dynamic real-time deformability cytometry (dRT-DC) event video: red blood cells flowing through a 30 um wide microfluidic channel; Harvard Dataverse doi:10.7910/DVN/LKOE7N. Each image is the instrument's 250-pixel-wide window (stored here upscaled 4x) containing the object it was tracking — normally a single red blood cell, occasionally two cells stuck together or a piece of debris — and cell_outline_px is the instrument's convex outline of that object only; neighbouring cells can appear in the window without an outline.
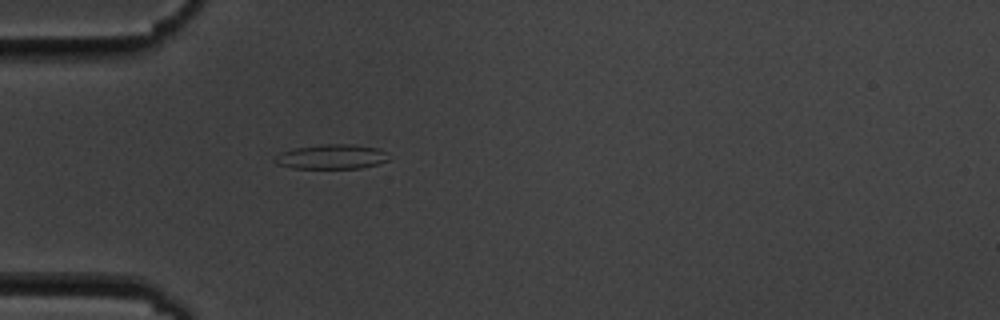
{"species": "common noctule bat (a hibernating species)", "species_latin": "Nyctalus noctula", "temperature_condition": "cold", "stored_images_in_passage": 2, "camera_frame_rate_fps": 3000, "um_per_image_px": 0.085, "animal": {"sex": "male", "body_mass_g": 19.5, "forearm_length_mm": 54.6}, "frame": {"image": 1, "passage_image": 2, "time_ms": 2.0, "image_size_px": [1000, 320], "cell_outline_px": [[388, 160], [376, 164], [360, 168], [292, 168], [276, 164], [272, 160], [280, 152], [296, 148], [320, 144], [356, 144], [376, 148], [388, 152]], "centroid_in_image_um": [28.16, 13.31], "position_along_channel_um": 56.8, "area_um2": 16.42}}